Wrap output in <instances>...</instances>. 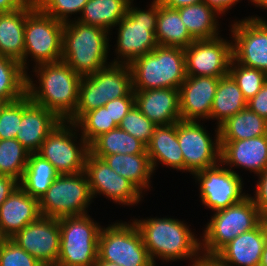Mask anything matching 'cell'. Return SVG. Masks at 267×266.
Wrapping results in <instances>:
<instances>
[{
  "instance_id": "1",
  "label": "cell",
  "mask_w": 267,
  "mask_h": 266,
  "mask_svg": "<svg viewBox=\"0 0 267 266\" xmlns=\"http://www.w3.org/2000/svg\"><path fill=\"white\" fill-rule=\"evenodd\" d=\"M139 229L144 246L154 266L156 257L167 262L185 258L198 265L204 259L201 255V241L192 234L189 225L173 218H147L133 221ZM199 241V242H198Z\"/></svg>"
},
{
  "instance_id": "2",
  "label": "cell",
  "mask_w": 267,
  "mask_h": 266,
  "mask_svg": "<svg viewBox=\"0 0 267 266\" xmlns=\"http://www.w3.org/2000/svg\"><path fill=\"white\" fill-rule=\"evenodd\" d=\"M34 72H37L39 87L27 73L26 94L37 105L67 120L78 105L82 76L62 60L34 66Z\"/></svg>"
},
{
  "instance_id": "3",
  "label": "cell",
  "mask_w": 267,
  "mask_h": 266,
  "mask_svg": "<svg viewBox=\"0 0 267 266\" xmlns=\"http://www.w3.org/2000/svg\"><path fill=\"white\" fill-rule=\"evenodd\" d=\"M108 34L103 28L78 20L66 22L63 30L62 61L82 77L112 64L107 62Z\"/></svg>"
},
{
  "instance_id": "4",
  "label": "cell",
  "mask_w": 267,
  "mask_h": 266,
  "mask_svg": "<svg viewBox=\"0 0 267 266\" xmlns=\"http://www.w3.org/2000/svg\"><path fill=\"white\" fill-rule=\"evenodd\" d=\"M133 90L179 89L186 79L184 49L158 45L151 52L133 60Z\"/></svg>"
},
{
  "instance_id": "5",
  "label": "cell",
  "mask_w": 267,
  "mask_h": 266,
  "mask_svg": "<svg viewBox=\"0 0 267 266\" xmlns=\"http://www.w3.org/2000/svg\"><path fill=\"white\" fill-rule=\"evenodd\" d=\"M121 97H134L131 69L129 64H110L81 78L78 105L67 121L76 123L86 112Z\"/></svg>"
},
{
  "instance_id": "6",
  "label": "cell",
  "mask_w": 267,
  "mask_h": 266,
  "mask_svg": "<svg viewBox=\"0 0 267 266\" xmlns=\"http://www.w3.org/2000/svg\"><path fill=\"white\" fill-rule=\"evenodd\" d=\"M263 219L248 193L240 202L215 211L204 230L201 256L204 260H210L228 242L254 229Z\"/></svg>"
},
{
  "instance_id": "7",
  "label": "cell",
  "mask_w": 267,
  "mask_h": 266,
  "mask_svg": "<svg viewBox=\"0 0 267 266\" xmlns=\"http://www.w3.org/2000/svg\"><path fill=\"white\" fill-rule=\"evenodd\" d=\"M132 4L130 1L126 15L116 25L119 26L115 49L118 58L114 59L112 64H130L136 58L151 52L158 46L155 37L158 1L153 0L150 8L146 11L132 7Z\"/></svg>"
},
{
  "instance_id": "8",
  "label": "cell",
  "mask_w": 267,
  "mask_h": 266,
  "mask_svg": "<svg viewBox=\"0 0 267 266\" xmlns=\"http://www.w3.org/2000/svg\"><path fill=\"white\" fill-rule=\"evenodd\" d=\"M90 215L59 218L60 249L56 265L95 266L101 225Z\"/></svg>"
},
{
  "instance_id": "9",
  "label": "cell",
  "mask_w": 267,
  "mask_h": 266,
  "mask_svg": "<svg viewBox=\"0 0 267 266\" xmlns=\"http://www.w3.org/2000/svg\"><path fill=\"white\" fill-rule=\"evenodd\" d=\"M64 24L44 13L37 5L26 15L24 56L20 60L26 73L29 56L34 59L35 66L62 60Z\"/></svg>"
},
{
  "instance_id": "10",
  "label": "cell",
  "mask_w": 267,
  "mask_h": 266,
  "mask_svg": "<svg viewBox=\"0 0 267 266\" xmlns=\"http://www.w3.org/2000/svg\"><path fill=\"white\" fill-rule=\"evenodd\" d=\"M92 194L85 171L58 175L39 200L41 216L62 218L87 214Z\"/></svg>"
},
{
  "instance_id": "11",
  "label": "cell",
  "mask_w": 267,
  "mask_h": 266,
  "mask_svg": "<svg viewBox=\"0 0 267 266\" xmlns=\"http://www.w3.org/2000/svg\"><path fill=\"white\" fill-rule=\"evenodd\" d=\"M120 266H154L143 243L142 235L132 221L115 222L101 228L98 239V259Z\"/></svg>"
},
{
  "instance_id": "12",
  "label": "cell",
  "mask_w": 267,
  "mask_h": 266,
  "mask_svg": "<svg viewBox=\"0 0 267 266\" xmlns=\"http://www.w3.org/2000/svg\"><path fill=\"white\" fill-rule=\"evenodd\" d=\"M75 128V123L62 120L47 135L37 152L54 166L59 175L76 174L85 169L86 158L90 152L89 144L82 136H79L80 143H75L78 138L75 135L77 132L73 131Z\"/></svg>"
},
{
  "instance_id": "13",
  "label": "cell",
  "mask_w": 267,
  "mask_h": 266,
  "mask_svg": "<svg viewBox=\"0 0 267 266\" xmlns=\"http://www.w3.org/2000/svg\"><path fill=\"white\" fill-rule=\"evenodd\" d=\"M216 129L213 141L198 121L177 122V138L184 157V171L193 175L220 163L219 128Z\"/></svg>"
},
{
  "instance_id": "14",
  "label": "cell",
  "mask_w": 267,
  "mask_h": 266,
  "mask_svg": "<svg viewBox=\"0 0 267 266\" xmlns=\"http://www.w3.org/2000/svg\"><path fill=\"white\" fill-rule=\"evenodd\" d=\"M221 166L220 162L193 174L200 184L202 204L214 212L228 208L247 196L246 193L242 194L243 181L238 173Z\"/></svg>"
},
{
  "instance_id": "15",
  "label": "cell",
  "mask_w": 267,
  "mask_h": 266,
  "mask_svg": "<svg viewBox=\"0 0 267 266\" xmlns=\"http://www.w3.org/2000/svg\"><path fill=\"white\" fill-rule=\"evenodd\" d=\"M231 32L233 60L267 74V21L249 16L233 22Z\"/></svg>"
},
{
  "instance_id": "16",
  "label": "cell",
  "mask_w": 267,
  "mask_h": 266,
  "mask_svg": "<svg viewBox=\"0 0 267 266\" xmlns=\"http://www.w3.org/2000/svg\"><path fill=\"white\" fill-rule=\"evenodd\" d=\"M232 43L219 37L194 40L184 49L187 76H212L221 78L229 74Z\"/></svg>"
},
{
  "instance_id": "17",
  "label": "cell",
  "mask_w": 267,
  "mask_h": 266,
  "mask_svg": "<svg viewBox=\"0 0 267 266\" xmlns=\"http://www.w3.org/2000/svg\"><path fill=\"white\" fill-rule=\"evenodd\" d=\"M93 198L103 194L122 205L138 204L142 192L129 180L116 173L102 158L87 155L84 169Z\"/></svg>"
},
{
  "instance_id": "18",
  "label": "cell",
  "mask_w": 267,
  "mask_h": 266,
  "mask_svg": "<svg viewBox=\"0 0 267 266\" xmlns=\"http://www.w3.org/2000/svg\"><path fill=\"white\" fill-rule=\"evenodd\" d=\"M11 239L42 265L54 266L60 249L59 219L40 216Z\"/></svg>"
},
{
  "instance_id": "19",
  "label": "cell",
  "mask_w": 267,
  "mask_h": 266,
  "mask_svg": "<svg viewBox=\"0 0 267 266\" xmlns=\"http://www.w3.org/2000/svg\"><path fill=\"white\" fill-rule=\"evenodd\" d=\"M267 243V219L254 229L239 234L210 260L216 266H259Z\"/></svg>"
},
{
  "instance_id": "20",
  "label": "cell",
  "mask_w": 267,
  "mask_h": 266,
  "mask_svg": "<svg viewBox=\"0 0 267 266\" xmlns=\"http://www.w3.org/2000/svg\"><path fill=\"white\" fill-rule=\"evenodd\" d=\"M219 78L187 76L179 88L180 116L184 121L210 119Z\"/></svg>"
},
{
  "instance_id": "21",
  "label": "cell",
  "mask_w": 267,
  "mask_h": 266,
  "mask_svg": "<svg viewBox=\"0 0 267 266\" xmlns=\"http://www.w3.org/2000/svg\"><path fill=\"white\" fill-rule=\"evenodd\" d=\"M62 120L52 111L34 103L24 95V112L15 137L30 153H37L47 135Z\"/></svg>"
},
{
  "instance_id": "22",
  "label": "cell",
  "mask_w": 267,
  "mask_h": 266,
  "mask_svg": "<svg viewBox=\"0 0 267 266\" xmlns=\"http://www.w3.org/2000/svg\"><path fill=\"white\" fill-rule=\"evenodd\" d=\"M222 165L240 166L257 176L267 168V135L239 141H220ZM224 163V164H223Z\"/></svg>"
},
{
  "instance_id": "23",
  "label": "cell",
  "mask_w": 267,
  "mask_h": 266,
  "mask_svg": "<svg viewBox=\"0 0 267 266\" xmlns=\"http://www.w3.org/2000/svg\"><path fill=\"white\" fill-rule=\"evenodd\" d=\"M135 106L154 124H174L180 116L179 89L133 90Z\"/></svg>"
},
{
  "instance_id": "24",
  "label": "cell",
  "mask_w": 267,
  "mask_h": 266,
  "mask_svg": "<svg viewBox=\"0 0 267 266\" xmlns=\"http://www.w3.org/2000/svg\"><path fill=\"white\" fill-rule=\"evenodd\" d=\"M40 216L39 200L18 186L0 206V230L11 238Z\"/></svg>"
},
{
  "instance_id": "25",
  "label": "cell",
  "mask_w": 267,
  "mask_h": 266,
  "mask_svg": "<svg viewBox=\"0 0 267 266\" xmlns=\"http://www.w3.org/2000/svg\"><path fill=\"white\" fill-rule=\"evenodd\" d=\"M147 154L153 172L157 162L184 172V157L177 138V123L155 126L147 146Z\"/></svg>"
},
{
  "instance_id": "26",
  "label": "cell",
  "mask_w": 267,
  "mask_h": 266,
  "mask_svg": "<svg viewBox=\"0 0 267 266\" xmlns=\"http://www.w3.org/2000/svg\"><path fill=\"white\" fill-rule=\"evenodd\" d=\"M35 6V0H30L24 7L0 13V55L18 61L23 58L26 15Z\"/></svg>"
},
{
  "instance_id": "27",
  "label": "cell",
  "mask_w": 267,
  "mask_h": 266,
  "mask_svg": "<svg viewBox=\"0 0 267 266\" xmlns=\"http://www.w3.org/2000/svg\"><path fill=\"white\" fill-rule=\"evenodd\" d=\"M102 159L118 174L132 182L141 192L150 187L153 169L148 154H112Z\"/></svg>"
},
{
  "instance_id": "28",
  "label": "cell",
  "mask_w": 267,
  "mask_h": 266,
  "mask_svg": "<svg viewBox=\"0 0 267 266\" xmlns=\"http://www.w3.org/2000/svg\"><path fill=\"white\" fill-rule=\"evenodd\" d=\"M247 107V101L236 81L230 74L219 78L218 87L214 96L210 119L218 121L216 126L224 123L228 118Z\"/></svg>"
},
{
  "instance_id": "29",
  "label": "cell",
  "mask_w": 267,
  "mask_h": 266,
  "mask_svg": "<svg viewBox=\"0 0 267 266\" xmlns=\"http://www.w3.org/2000/svg\"><path fill=\"white\" fill-rule=\"evenodd\" d=\"M261 135H267V120L248 107L219 126L220 141H239Z\"/></svg>"
},
{
  "instance_id": "30",
  "label": "cell",
  "mask_w": 267,
  "mask_h": 266,
  "mask_svg": "<svg viewBox=\"0 0 267 266\" xmlns=\"http://www.w3.org/2000/svg\"><path fill=\"white\" fill-rule=\"evenodd\" d=\"M155 37L158 45L183 49L194 41L181 20L179 11L159 2Z\"/></svg>"
},
{
  "instance_id": "31",
  "label": "cell",
  "mask_w": 267,
  "mask_h": 266,
  "mask_svg": "<svg viewBox=\"0 0 267 266\" xmlns=\"http://www.w3.org/2000/svg\"><path fill=\"white\" fill-rule=\"evenodd\" d=\"M130 1L133 2V0H89L77 20L110 32V29L126 15Z\"/></svg>"
},
{
  "instance_id": "32",
  "label": "cell",
  "mask_w": 267,
  "mask_h": 266,
  "mask_svg": "<svg viewBox=\"0 0 267 266\" xmlns=\"http://www.w3.org/2000/svg\"><path fill=\"white\" fill-rule=\"evenodd\" d=\"M187 31L194 40H208L219 37L217 15L205 2L177 9Z\"/></svg>"
},
{
  "instance_id": "33",
  "label": "cell",
  "mask_w": 267,
  "mask_h": 266,
  "mask_svg": "<svg viewBox=\"0 0 267 266\" xmlns=\"http://www.w3.org/2000/svg\"><path fill=\"white\" fill-rule=\"evenodd\" d=\"M58 175L49 161L38 153H30L19 186L32 197L40 200Z\"/></svg>"
},
{
  "instance_id": "34",
  "label": "cell",
  "mask_w": 267,
  "mask_h": 266,
  "mask_svg": "<svg viewBox=\"0 0 267 266\" xmlns=\"http://www.w3.org/2000/svg\"><path fill=\"white\" fill-rule=\"evenodd\" d=\"M90 153L98 158L112 154H147V147L119 127L101 134L89 145Z\"/></svg>"
},
{
  "instance_id": "35",
  "label": "cell",
  "mask_w": 267,
  "mask_h": 266,
  "mask_svg": "<svg viewBox=\"0 0 267 266\" xmlns=\"http://www.w3.org/2000/svg\"><path fill=\"white\" fill-rule=\"evenodd\" d=\"M27 73L20 61L0 55V97L8 102L26 95Z\"/></svg>"
},
{
  "instance_id": "36",
  "label": "cell",
  "mask_w": 267,
  "mask_h": 266,
  "mask_svg": "<svg viewBox=\"0 0 267 266\" xmlns=\"http://www.w3.org/2000/svg\"><path fill=\"white\" fill-rule=\"evenodd\" d=\"M30 152L15 138L0 140V175L21 181Z\"/></svg>"
},
{
  "instance_id": "37",
  "label": "cell",
  "mask_w": 267,
  "mask_h": 266,
  "mask_svg": "<svg viewBox=\"0 0 267 266\" xmlns=\"http://www.w3.org/2000/svg\"><path fill=\"white\" fill-rule=\"evenodd\" d=\"M75 124L77 129H81V136L89 145L101 134L118 127L105 106L86 112Z\"/></svg>"
},
{
  "instance_id": "38",
  "label": "cell",
  "mask_w": 267,
  "mask_h": 266,
  "mask_svg": "<svg viewBox=\"0 0 267 266\" xmlns=\"http://www.w3.org/2000/svg\"><path fill=\"white\" fill-rule=\"evenodd\" d=\"M229 74L236 81L246 101L253 98L267 81V74L231 60Z\"/></svg>"
},
{
  "instance_id": "39",
  "label": "cell",
  "mask_w": 267,
  "mask_h": 266,
  "mask_svg": "<svg viewBox=\"0 0 267 266\" xmlns=\"http://www.w3.org/2000/svg\"><path fill=\"white\" fill-rule=\"evenodd\" d=\"M154 124L135 105L121 120L118 127L141 141L146 147L151 141Z\"/></svg>"
},
{
  "instance_id": "40",
  "label": "cell",
  "mask_w": 267,
  "mask_h": 266,
  "mask_svg": "<svg viewBox=\"0 0 267 266\" xmlns=\"http://www.w3.org/2000/svg\"><path fill=\"white\" fill-rule=\"evenodd\" d=\"M23 112L24 96L6 104L0 114V140L17 136Z\"/></svg>"
},
{
  "instance_id": "41",
  "label": "cell",
  "mask_w": 267,
  "mask_h": 266,
  "mask_svg": "<svg viewBox=\"0 0 267 266\" xmlns=\"http://www.w3.org/2000/svg\"><path fill=\"white\" fill-rule=\"evenodd\" d=\"M89 0H35L36 5L47 15L63 23L69 22V15L82 12Z\"/></svg>"
},
{
  "instance_id": "42",
  "label": "cell",
  "mask_w": 267,
  "mask_h": 266,
  "mask_svg": "<svg viewBox=\"0 0 267 266\" xmlns=\"http://www.w3.org/2000/svg\"><path fill=\"white\" fill-rule=\"evenodd\" d=\"M0 266H44L11 238L0 246Z\"/></svg>"
},
{
  "instance_id": "43",
  "label": "cell",
  "mask_w": 267,
  "mask_h": 266,
  "mask_svg": "<svg viewBox=\"0 0 267 266\" xmlns=\"http://www.w3.org/2000/svg\"><path fill=\"white\" fill-rule=\"evenodd\" d=\"M135 105V97H121L108 101L104 106L114 122L119 125L130 109Z\"/></svg>"
},
{
  "instance_id": "44",
  "label": "cell",
  "mask_w": 267,
  "mask_h": 266,
  "mask_svg": "<svg viewBox=\"0 0 267 266\" xmlns=\"http://www.w3.org/2000/svg\"><path fill=\"white\" fill-rule=\"evenodd\" d=\"M259 181H257L255 197L253 199L255 205L257 206L260 215L267 219V168L260 173Z\"/></svg>"
},
{
  "instance_id": "45",
  "label": "cell",
  "mask_w": 267,
  "mask_h": 266,
  "mask_svg": "<svg viewBox=\"0 0 267 266\" xmlns=\"http://www.w3.org/2000/svg\"><path fill=\"white\" fill-rule=\"evenodd\" d=\"M247 107L267 120V81L260 91L247 101Z\"/></svg>"
},
{
  "instance_id": "46",
  "label": "cell",
  "mask_w": 267,
  "mask_h": 266,
  "mask_svg": "<svg viewBox=\"0 0 267 266\" xmlns=\"http://www.w3.org/2000/svg\"><path fill=\"white\" fill-rule=\"evenodd\" d=\"M18 186L19 181L16 179L0 175V206Z\"/></svg>"
},
{
  "instance_id": "47",
  "label": "cell",
  "mask_w": 267,
  "mask_h": 266,
  "mask_svg": "<svg viewBox=\"0 0 267 266\" xmlns=\"http://www.w3.org/2000/svg\"><path fill=\"white\" fill-rule=\"evenodd\" d=\"M203 2L220 15L225 14V12L231 9V6L235 5L239 0H203Z\"/></svg>"
},
{
  "instance_id": "48",
  "label": "cell",
  "mask_w": 267,
  "mask_h": 266,
  "mask_svg": "<svg viewBox=\"0 0 267 266\" xmlns=\"http://www.w3.org/2000/svg\"><path fill=\"white\" fill-rule=\"evenodd\" d=\"M30 0H0V13L11 12L24 7Z\"/></svg>"
},
{
  "instance_id": "49",
  "label": "cell",
  "mask_w": 267,
  "mask_h": 266,
  "mask_svg": "<svg viewBox=\"0 0 267 266\" xmlns=\"http://www.w3.org/2000/svg\"><path fill=\"white\" fill-rule=\"evenodd\" d=\"M160 4L165 7L172 9H179L185 6L197 4L203 2V0H157Z\"/></svg>"
},
{
  "instance_id": "50",
  "label": "cell",
  "mask_w": 267,
  "mask_h": 266,
  "mask_svg": "<svg viewBox=\"0 0 267 266\" xmlns=\"http://www.w3.org/2000/svg\"><path fill=\"white\" fill-rule=\"evenodd\" d=\"M95 266H120L116 263H112L109 261H104V260H96Z\"/></svg>"
},
{
  "instance_id": "51",
  "label": "cell",
  "mask_w": 267,
  "mask_h": 266,
  "mask_svg": "<svg viewBox=\"0 0 267 266\" xmlns=\"http://www.w3.org/2000/svg\"><path fill=\"white\" fill-rule=\"evenodd\" d=\"M255 6L267 9V0H250Z\"/></svg>"
},
{
  "instance_id": "52",
  "label": "cell",
  "mask_w": 267,
  "mask_h": 266,
  "mask_svg": "<svg viewBox=\"0 0 267 266\" xmlns=\"http://www.w3.org/2000/svg\"><path fill=\"white\" fill-rule=\"evenodd\" d=\"M260 265H267V243L262 253L261 263Z\"/></svg>"
},
{
  "instance_id": "53",
  "label": "cell",
  "mask_w": 267,
  "mask_h": 266,
  "mask_svg": "<svg viewBox=\"0 0 267 266\" xmlns=\"http://www.w3.org/2000/svg\"><path fill=\"white\" fill-rule=\"evenodd\" d=\"M195 266H216L211 260H203L201 263Z\"/></svg>"
},
{
  "instance_id": "54",
  "label": "cell",
  "mask_w": 267,
  "mask_h": 266,
  "mask_svg": "<svg viewBox=\"0 0 267 266\" xmlns=\"http://www.w3.org/2000/svg\"><path fill=\"white\" fill-rule=\"evenodd\" d=\"M7 103H8L7 100H5V99H3V98L0 97V114H1V111L6 106Z\"/></svg>"
},
{
  "instance_id": "55",
  "label": "cell",
  "mask_w": 267,
  "mask_h": 266,
  "mask_svg": "<svg viewBox=\"0 0 267 266\" xmlns=\"http://www.w3.org/2000/svg\"><path fill=\"white\" fill-rule=\"evenodd\" d=\"M5 239H6V237L2 234V232L0 230V246L5 241Z\"/></svg>"
}]
</instances>
